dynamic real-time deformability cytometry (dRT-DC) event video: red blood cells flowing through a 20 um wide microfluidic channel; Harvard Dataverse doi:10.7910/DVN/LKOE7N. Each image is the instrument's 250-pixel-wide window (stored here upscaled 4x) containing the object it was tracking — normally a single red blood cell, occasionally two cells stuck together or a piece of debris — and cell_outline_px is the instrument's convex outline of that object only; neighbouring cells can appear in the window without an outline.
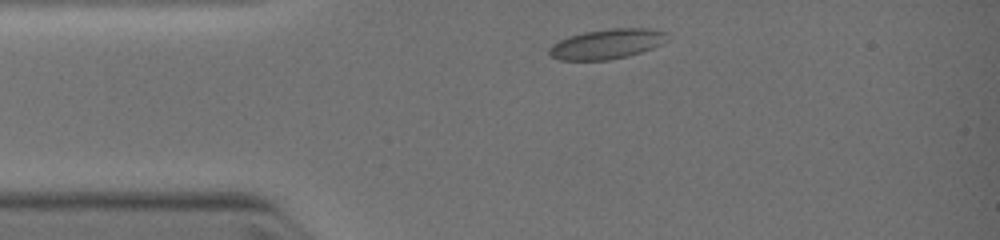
{"species": "common noctule bat (a hibernating species)", "species_latin": "Nyctalus noctula", "temperature_condition": "warm", "stored_images_in_passage": 5, "camera_frame_rate_fps": 3000, "um_per_image_px": 0.085, "animal": {"sex": "female", "body_mass_g": 19.0, "forearm_length_mm": 51.5}, "frame": {"image": 1, "passage_image": 1, "time_ms": 0.0, "image_size_px": [1000, 240], "cell_outline_px": [[664, 32], [660, 44], [652, 48], [628, 56], [608, 60], [560, 60], [552, 56], [548, 52], [552, 44], [560, 40], [584, 32], [616, 28], [644, 28]], "centroid_in_image_um": [51.5, 3.75], "position_along_channel_um": 33.5, "area_um2": 19.88}}
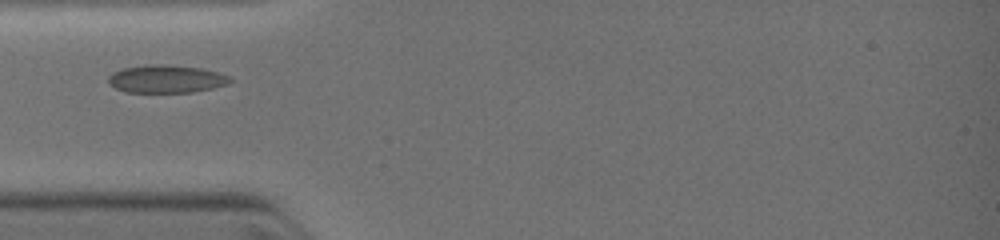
{"frame": {"image": 2, "passage_image": 3, "time_ms": 1.333, "image_size_px": [1000, 240], "cell_outline_px": [[232, 80], [228, 84], [212, 88], [192, 92], [124, 92], [116, 88], [108, 80], [108, 76], [124, 68], [160, 64], [200, 68], [232, 76]], "centroid_in_image_um": [14.18, 6.72], "position_along_channel_um": 70.8, "area_um2": 19.36}}
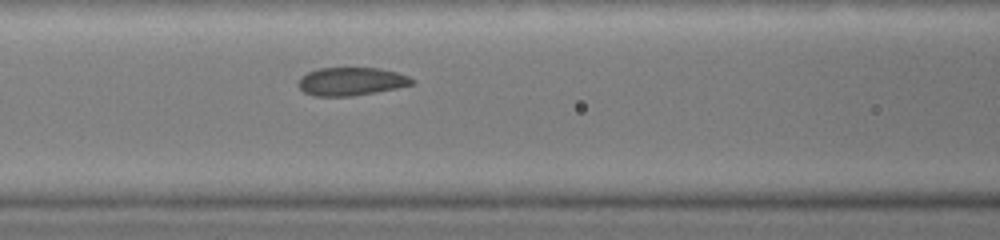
{"frame": {"image": 3, "passage_image": 5, "time_ms": 2.667, "image_size_px": [1000, 240], "cell_outline_px": [[416, 80], [412, 84], [396, 88], [376, 92], [352, 96], [312, 96], [304, 92], [300, 88], [300, 80], [308, 72], [320, 68], [380, 68], [396, 72], [408, 76]], "centroid_in_image_um": [29.88, 6.92], "position_along_channel_um": 136.7, "area_um2": 18.44}}